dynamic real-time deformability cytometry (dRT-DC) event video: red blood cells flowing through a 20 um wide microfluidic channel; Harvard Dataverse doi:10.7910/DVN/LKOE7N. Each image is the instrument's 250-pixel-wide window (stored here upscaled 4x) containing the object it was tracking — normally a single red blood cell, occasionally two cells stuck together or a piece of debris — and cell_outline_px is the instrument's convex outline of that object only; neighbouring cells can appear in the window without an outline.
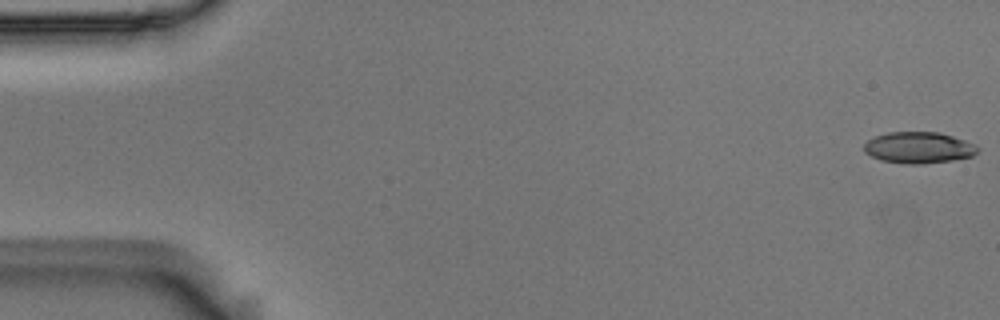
{"species": "Egyptian fruit bat (a non-hibernating species)", "species_latin": "Rousettus aegyptiacus", "temperature_condition": "room temperature", "stored_images_in_passage": 17, "camera_frame_rate_fps": 3000, "um_per_image_px": 0.085, "animal": {"sex": "male"}, "frame": {"image": 1, "passage_image": 1, "time_ms": 0.0, "image_size_px": [1000, 320], "cell_outline_px": [[980, 148], [972, 156], [952, 160], [924, 164], [904, 164], [880, 160], [864, 152], [864, 144], [868, 140], [876, 136], [888, 132], [940, 132], [976, 144]], "centroid_in_image_um": [78.09, 12.55], "position_along_channel_um": 6.9, "area_um2": 20.81}}
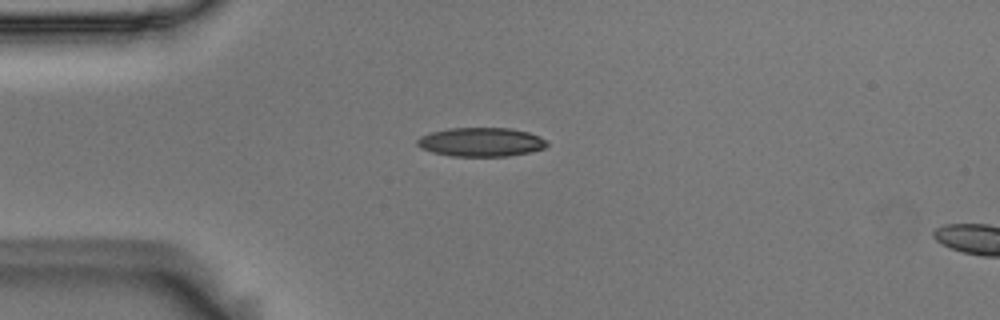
{"frame": {"image": 2, "passage_image": 14, "time_ms": 4.333, "image_size_px": [1000, 320], "cell_outline_px": [[548, 144], [544, 148], [528, 152], [508, 156], [452, 156], [432, 152], [420, 148], [416, 144], [416, 140], [420, 136], [432, 132], [448, 128], [512, 128], [528, 132], [540, 136]], "centroid_in_image_um": [40.86, 12.07], "position_along_channel_um": 44.1, "area_um2": 21.85}}